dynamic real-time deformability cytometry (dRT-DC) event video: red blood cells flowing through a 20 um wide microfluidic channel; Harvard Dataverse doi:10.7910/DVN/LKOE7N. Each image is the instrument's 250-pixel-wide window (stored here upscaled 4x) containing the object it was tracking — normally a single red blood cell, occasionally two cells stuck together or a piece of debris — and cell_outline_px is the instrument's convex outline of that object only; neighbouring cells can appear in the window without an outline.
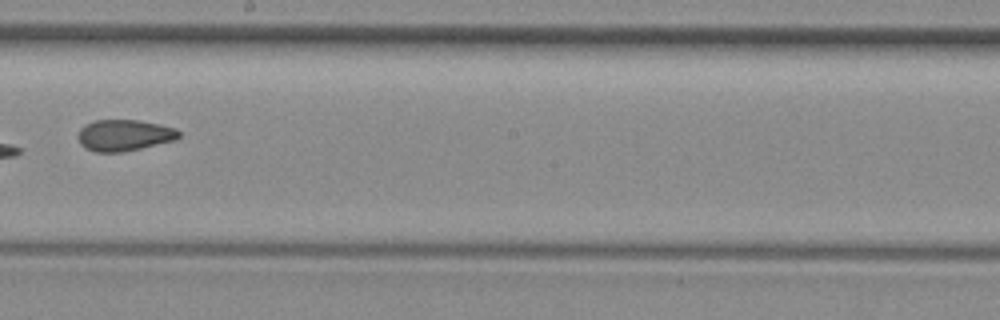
{"species": "common noctule bat (a hibernating species)", "species_latin": "Nyctalus noctula", "temperature_condition": "room temperature", "stored_images_in_passage": 10, "camera_frame_rate_fps": 3000, "um_per_image_px": 0.085, "animal": {"sex": "female", "body_mass_g": 29.2, "forearm_length_mm": 56.3}, "frame": {"image": 1, "passage_image": 9, "time_ms": 11.667, "image_size_px": [1000, 320], "cell_outline_px": [[180, 136], [176, 140], [140, 148], [120, 152], [96, 152], [84, 148], [80, 144], [76, 136], [80, 128], [84, 124], [96, 120], [136, 120], [160, 124], [176, 128], [180, 132]], "centroid_in_image_um": [10.53, 11.49], "position_along_channel_um": 237.7, "area_um2": 18.55}}
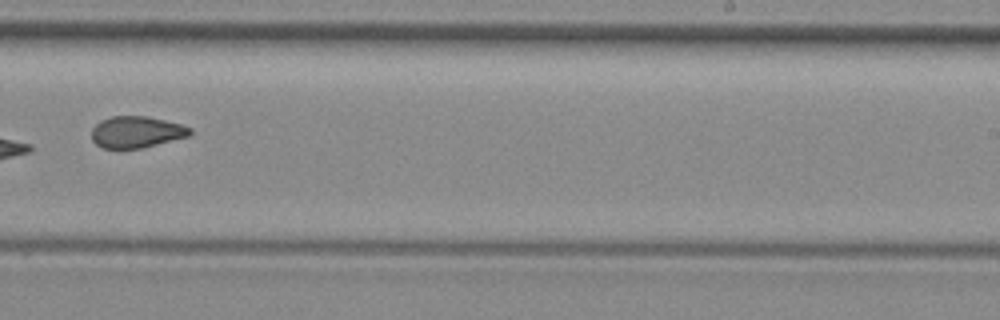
{"frame": {"image": 2, "passage_image": 10, "time_ms": 12.667, "image_size_px": [1000, 320], "cell_outline_px": [[192, 132], [188, 136], [140, 148], [104, 148], [96, 144], [92, 140], [92, 128], [100, 120], [112, 116], [148, 116], [180, 124], [192, 128]], "centroid_in_image_um": [11.58, 11.21], "position_along_channel_um": 277.4, "area_um2": 17.92}}